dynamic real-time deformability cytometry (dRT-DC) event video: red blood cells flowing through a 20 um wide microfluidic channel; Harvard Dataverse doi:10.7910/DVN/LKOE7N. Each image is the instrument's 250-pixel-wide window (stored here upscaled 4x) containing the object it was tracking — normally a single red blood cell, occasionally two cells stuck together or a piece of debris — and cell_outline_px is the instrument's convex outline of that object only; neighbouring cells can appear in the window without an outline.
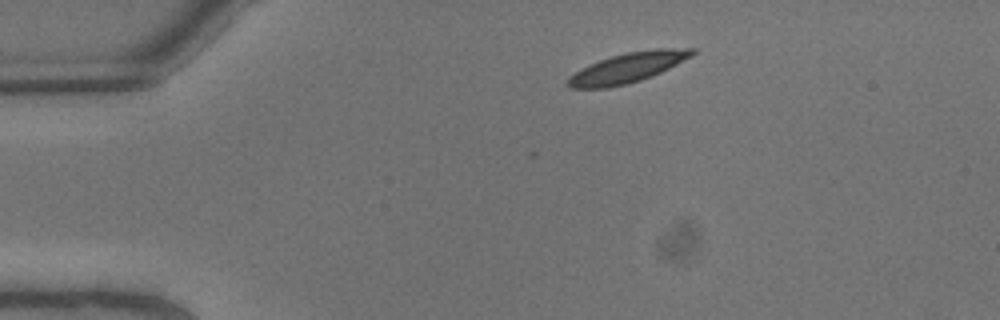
{"species": "common noctule bat (a hibernating species)", "species_latin": "Nyctalus noctula", "temperature_condition": "warm", "stored_images_in_passage": 4, "camera_frame_rate_fps": 3000, "um_per_image_px": 0.085, "animal": {"sex": "male", "body_mass_g": 13.3}, "frame": {"image": 1, "passage_image": 2, "time_ms": 0.333, "image_size_px": [1000, 320], "cell_outline_px": [[696, 52], [692, 56], [660, 72], [640, 80], [608, 88], [568, 88], [568, 76], [600, 60], [612, 56], [628, 52], [656, 48], [696, 48]], "centroid_in_image_um": [53.38, 5.74], "position_along_channel_um": 31.6, "area_um2": 21.21}}